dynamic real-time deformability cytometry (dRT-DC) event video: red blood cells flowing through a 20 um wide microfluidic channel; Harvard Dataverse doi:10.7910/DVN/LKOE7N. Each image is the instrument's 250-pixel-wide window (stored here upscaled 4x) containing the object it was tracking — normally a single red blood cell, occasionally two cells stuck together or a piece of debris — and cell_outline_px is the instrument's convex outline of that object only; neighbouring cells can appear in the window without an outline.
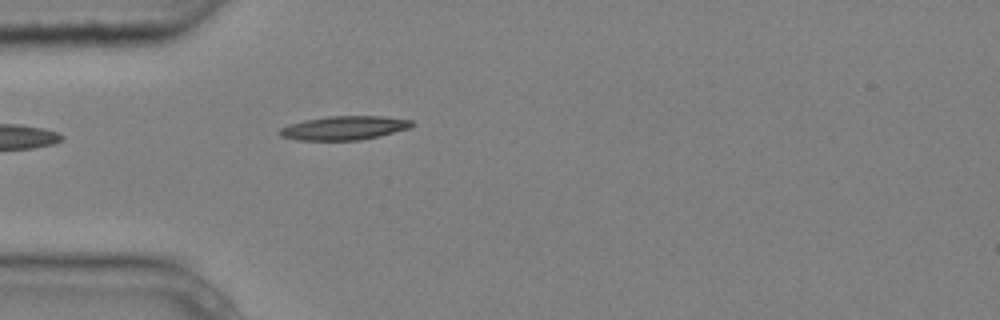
{"species": "common noctule bat (a hibernating species)", "species_latin": "Nyctalus noctula", "temperature_condition": "cold", "stored_images_in_passage": 3, "camera_frame_rate_fps": 3000, "um_per_image_px": 0.085, "animal": {"sex": "male", "body_mass_g": 20.4}, "frame": {"image": 1, "passage_image": 3, "time_ms": 0.667, "image_size_px": [1000, 320], "cell_outline_px": [[416, 124], [412, 128], [360, 140], [296, 140], [280, 136], [276, 132], [280, 128], [288, 124], [304, 120], [328, 116], [384, 116], [412, 120]], "centroid_in_image_um": [29.25, 10.87], "position_along_channel_um": 55.8, "area_um2": 18.61}}